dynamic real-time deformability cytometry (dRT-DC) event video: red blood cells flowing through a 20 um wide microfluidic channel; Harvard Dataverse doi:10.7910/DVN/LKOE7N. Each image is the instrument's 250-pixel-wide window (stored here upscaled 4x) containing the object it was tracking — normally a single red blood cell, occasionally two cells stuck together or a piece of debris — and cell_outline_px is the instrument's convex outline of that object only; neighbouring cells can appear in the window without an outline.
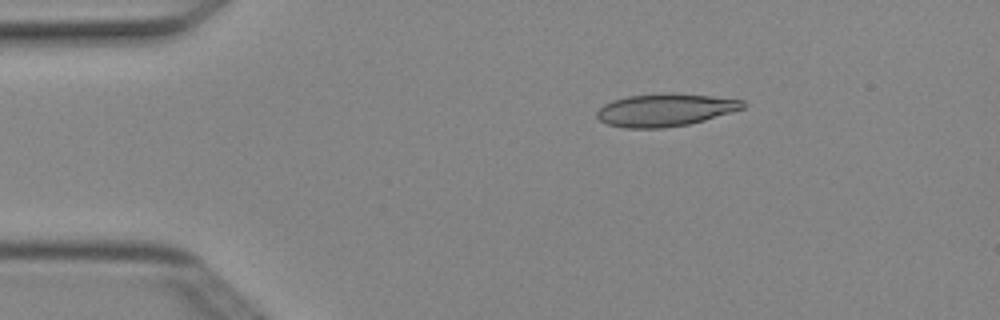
{"species": "Egyptian fruit bat (a non-hibernating species)", "species_latin": "Rousettus aegyptiacus", "temperature_condition": "cold", "stored_images_in_passage": 4, "camera_frame_rate_fps": 3000, "um_per_image_px": 0.085, "animal": {"sex": "female"}, "frame": {"image": 1, "passage_image": 2, "time_ms": 0.333, "image_size_px": [1000, 320], "cell_outline_px": [[748, 104], [744, 108], [732, 112], [704, 120], [688, 124], [664, 128], [624, 128], [608, 124], [600, 120], [596, 116], [596, 112], [604, 104], [612, 100], [628, 96], [660, 92], [672, 92], [712, 96], [744, 100]], "centroid_in_image_um": [56.55, 9.33], "position_along_channel_um": 28.4, "area_um2": 28.09}}
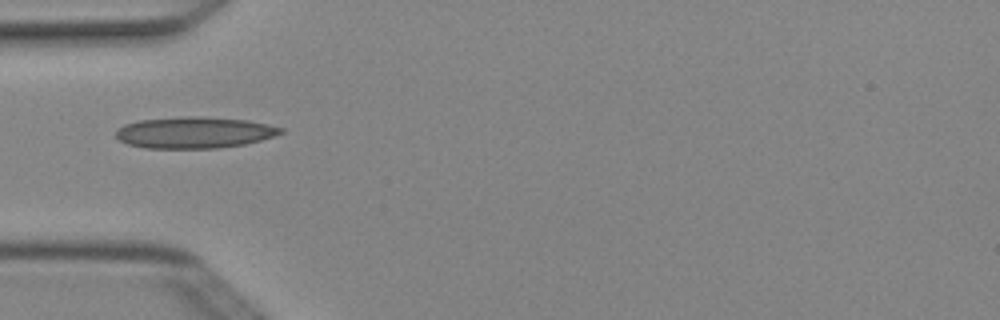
{"frame": {"image": 2, "passage_image": 4, "time_ms": 1.0, "image_size_px": [1000, 320], "cell_outline_px": [[284, 132], [276, 136], [244, 144], [216, 148], [144, 148], [128, 144], [120, 140], [116, 136], [116, 132], [124, 124], [140, 120], [180, 116], [196, 116], [248, 120], [268, 124], [284, 128]], "centroid_in_image_um": [16.55, 11.26], "position_along_channel_um": 68.5, "area_um2": 30.17}}